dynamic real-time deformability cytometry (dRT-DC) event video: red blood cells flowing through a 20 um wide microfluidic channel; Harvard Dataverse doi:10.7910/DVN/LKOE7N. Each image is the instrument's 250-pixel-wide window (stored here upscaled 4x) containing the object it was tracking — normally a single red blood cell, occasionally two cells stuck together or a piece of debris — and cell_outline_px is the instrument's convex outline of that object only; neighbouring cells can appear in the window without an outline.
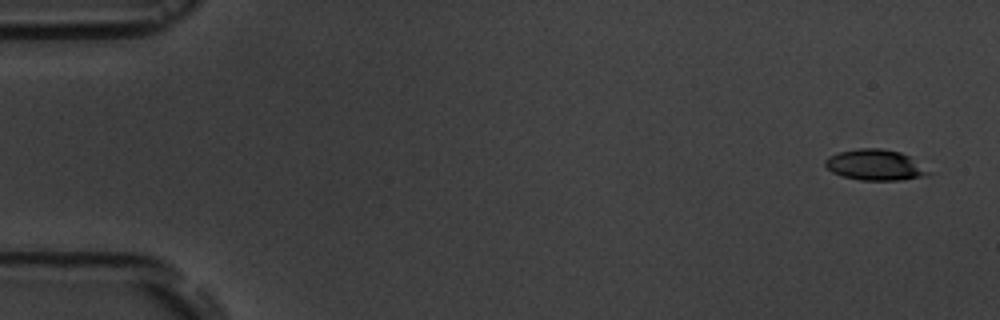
{"species": "common noctule bat (a hibernating species)", "species_latin": "Nyctalus noctula", "temperature_condition": "room temperature", "stored_images_in_passage": 4, "camera_frame_rate_fps": 3000, "um_per_image_px": 0.085, "animal": {"sex": "male", "body_mass_g": 19.5, "forearm_length_mm": 54.6}, "frame": {"image": 1, "passage_image": 1, "time_ms": 0.0, "image_size_px": [1000, 320], "cell_outline_px": [[932, 172], [924, 176], [900, 180], [860, 180], [844, 176], [832, 172], [824, 164], [824, 160], [828, 156], [840, 152], [860, 148], [880, 148], [900, 152], [908, 156]], "centroid_in_image_um": [74.37, 14.02], "position_along_channel_um": 10.6, "area_um2": 18.32}}
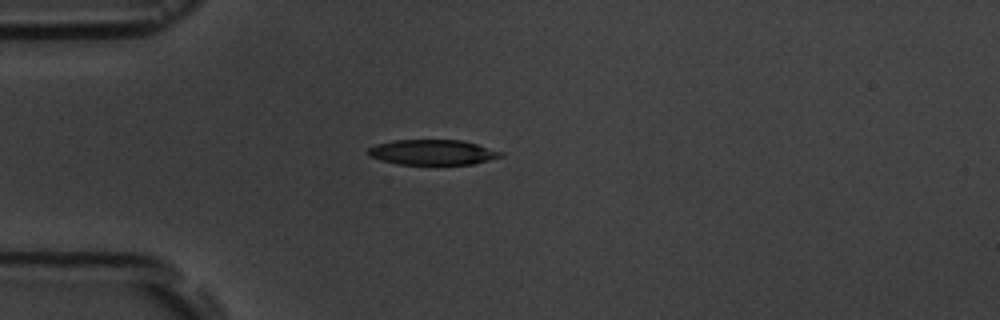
{"frame": {"image": 2, "passage_image": 4, "time_ms": 4.333, "image_size_px": [1000, 320], "cell_outline_px": [[504, 156], [472, 164], [396, 164], [380, 160], [368, 156], [368, 148], [376, 144], [392, 140], [460, 140], [476, 144], [504, 152]], "centroid_in_image_um": [36.74, 12.94], "position_along_channel_um": 48.3, "area_um2": 19.48}}